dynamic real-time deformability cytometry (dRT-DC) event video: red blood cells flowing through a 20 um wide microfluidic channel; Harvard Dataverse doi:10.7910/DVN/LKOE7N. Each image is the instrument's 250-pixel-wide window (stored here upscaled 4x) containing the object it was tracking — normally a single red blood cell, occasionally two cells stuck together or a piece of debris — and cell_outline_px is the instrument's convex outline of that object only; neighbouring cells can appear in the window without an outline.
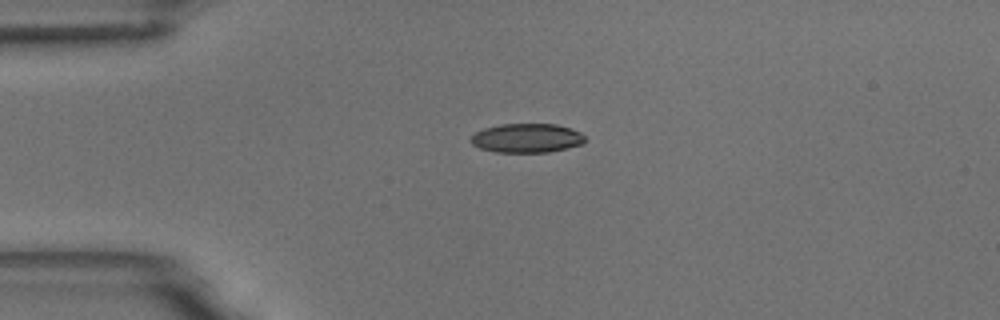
{"species": "common noctule bat (a hibernating species)", "species_latin": "Nyctalus noctula", "temperature_condition": "room temperature", "stored_images_in_passage": 12, "camera_frame_rate_fps": 3000, "um_per_image_px": 0.085, "animal": {"sex": "male", "body_mass_g": 18.8}, "frame": {"image": 1, "passage_image": 1, "time_ms": 0.0, "image_size_px": [1000, 320], "cell_outline_px": [[588, 140], [584, 144], [568, 148], [548, 152], [496, 152], [480, 148], [472, 144], [472, 136], [476, 132], [484, 128], [500, 124], [556, 124], [572, 128], [580, 132]], "centroid_in_image_um": [44.84, 11.73], "position_along_channel_um": 40.2, "area_um2": 19.48}}
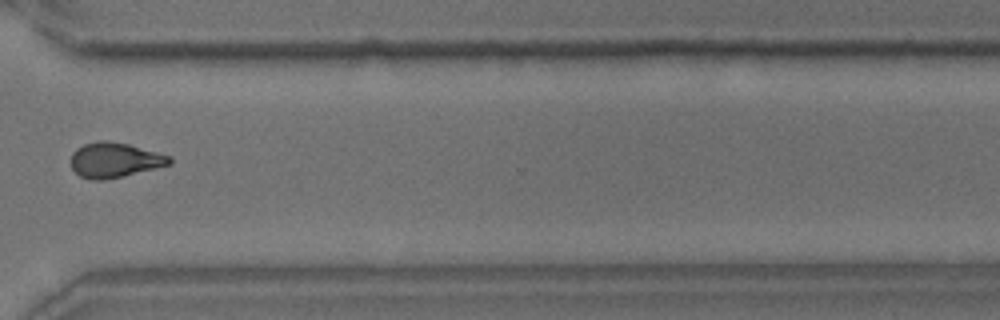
{"frame": {"image": 2, "passage_image": 9, "time_ms": 9.333, "image_size_px": [1000, 320], "cell_outline_px": [[172, 164], [156, 168], [104, 180], [92, 180], [80, 176], [72, 168], [72, 152], [76, 148], [84, 144], [100, 140], [108, 140], [128, 144], [172, 156]], "centroid_in_image_um": [9.76, 13.59], "position_along_channel_um": 360.8, "area_um2": 20.06}}
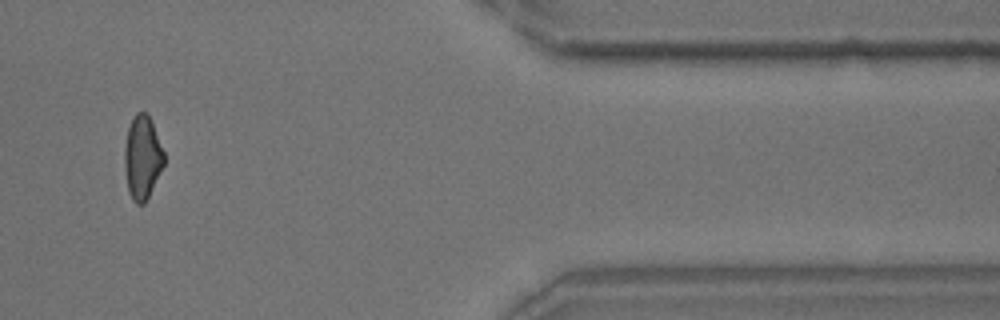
{"frame": {"image": 3, "passage_image": 10, "time_ms": 11.333, "image_size_px": [1000, 320], "cell_outline_px": [[164, 164], [144, 204], [136, 204], [132, 200], [128, 192], [124, 168], [124, 148], [128, 128], [136, 112], [144, 112], [148, 116], [152, 124], [164, 152]], "centroid_in_image_um": [12.07, 13.42], "position_along_channel_um": 399.3, "area_um2": 18.96}, "authors_computed_cell_mechanics": {"area_um2": 19.5942, "velocity_mm_per_s": 3.7183, "shape_relaxation_time_tau1_ms": null, "shape_relaxation_time_tau2_ms": 4.5062, "deformation_change_tau1": null, "deformation_change_tau2": 0.0922}}